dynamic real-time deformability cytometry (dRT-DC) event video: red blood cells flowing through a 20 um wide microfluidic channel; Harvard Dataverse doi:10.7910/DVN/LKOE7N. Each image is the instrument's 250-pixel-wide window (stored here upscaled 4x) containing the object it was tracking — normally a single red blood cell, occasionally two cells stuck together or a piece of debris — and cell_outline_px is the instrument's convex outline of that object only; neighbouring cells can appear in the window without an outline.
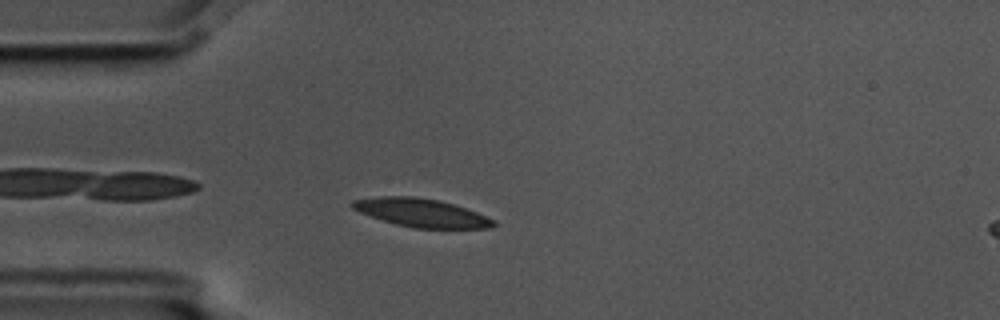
{"species": "common noctule bat (a hibernating species)", "species_latin": "Nyctalus noctula", "temperature_condition": "cold", "stored_images_in_passage": 7, "camera_frame_rate_fps": 3000, "um_per_image_px": 0.085, "animal": {"sex": "male", "body_mass_g": 17.5, "forearm_length_mm": 52.3}, "frame": {"image": 1, "passage_image": 4, "time_ms": 1.0, "image_size_px": [1000, 320], "cell_outline_px": [[496, 224], [492, 228], [412, 228], [396, 224], [360, 212], [352, 208], [348, 204], [352, 200], [380, 196], [412, 196], [440, 200], [476, 212], [496, 220]], "centroid_in_image_um": [35.81, 18.08], "position_along_channel_um": 49.2, "area_um2": 23.18}}